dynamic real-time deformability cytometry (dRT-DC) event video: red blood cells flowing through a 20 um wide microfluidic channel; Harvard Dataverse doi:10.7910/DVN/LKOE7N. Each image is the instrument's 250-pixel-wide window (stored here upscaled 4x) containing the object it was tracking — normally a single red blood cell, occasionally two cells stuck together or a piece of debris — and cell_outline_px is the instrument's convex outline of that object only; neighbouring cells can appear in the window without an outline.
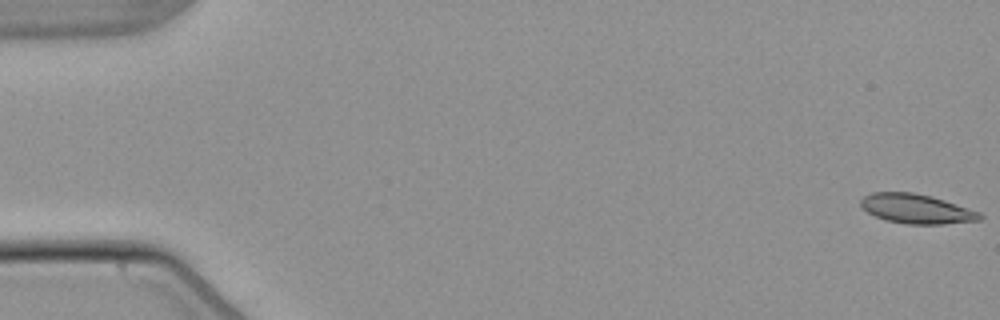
{"species": "common noctule bat (a hibernating species)", "species_latin": "Nyctalus noctula", "temperature_condition": "warm", "stored_images_in_passage": 54, "camera_frame_rate_fps": 3000, "um_per_image_px": 0.085, "animal": {"sex": "male", "body_mass_g": 21.5, "forearm_length_mm": 52.0}, "frame": {"image": 1, "passage_image": 1, "time_ms": 0.0, "image_size_px": [1000, 320], "cell_outline_px": [[984, 216], [980, 220], [944, 224], [908, 224], [888, 220], [876, 216], [868, 212], [860, 204], [860, 200], [864, 196], [872, 192], [912, 192], [932, 196], [980, 212]], "centroid_in_image_um": [77.92, 17.74], "position_along_channel_um": 7.1, "area_um2": 20.29}}
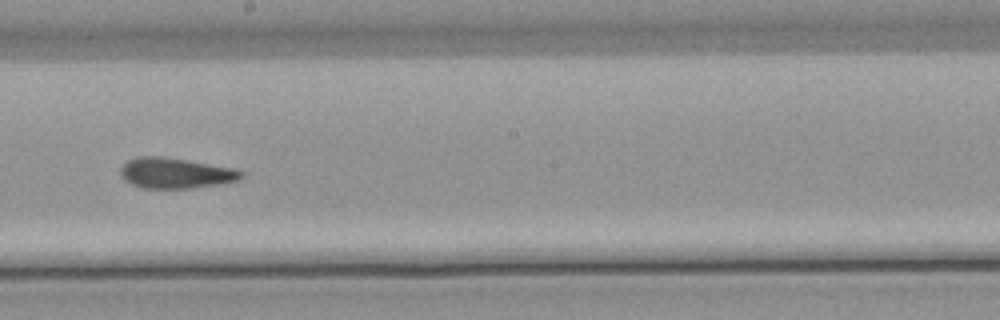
{"frame": {"image": 2, "passage_image": 31, "time_ms": 10.0, "image_size_px": [1000, 320], "cell_outline_px": [[244, 176], [236, 180], [220, 184], [188, 188], [144, 188], [132, 184], [124, 180], [120, 172], [120, 168], [128, 160], [136, 156], [160, 156], [232, 168], [244, 172]], "centroid_in_image_um": [14.88, 14.71], "position_along_channel_um": 233.3, "area_um2": 21.15}}
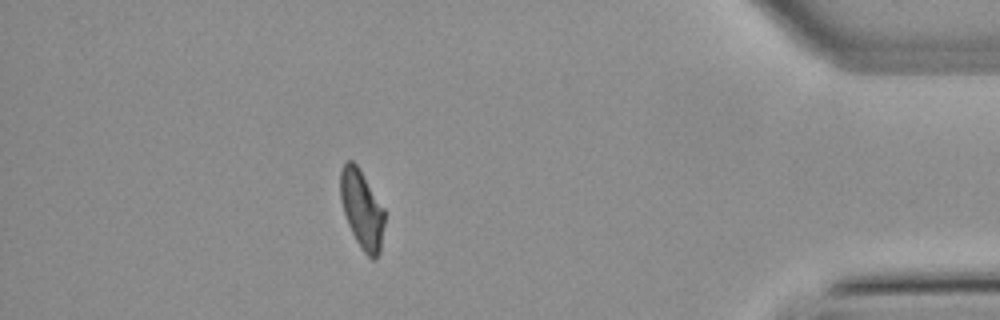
{"frame": {"image": 3, "passage_image": 48, "time_ms": 15.667, "image_size_px": [1000, 320], "cell_outline_px": [[384, 224], [380, 252], [376, 260], [372, 260], [360, 248], [348, 224], [340, 200], [340, 172], [344, 164], [348, 160], [352, 160], [356, 164], [384, 208]], "centroid_in_image_um": [30.76, 17.82], "position_along_channel_um": 404.4, "area_um2": 20.06}, "authors_computed_cell_mechanics": {"area_um2": 20.9236, "velocity_mm_per_s": 3.8379, "shape_relaxation_time_tau1_ms": null, "shape_relaxation_time_tau2_ms": 2.6913, "deformation_change_tau1": null, "deformation_change_tau2": 0.0866}}